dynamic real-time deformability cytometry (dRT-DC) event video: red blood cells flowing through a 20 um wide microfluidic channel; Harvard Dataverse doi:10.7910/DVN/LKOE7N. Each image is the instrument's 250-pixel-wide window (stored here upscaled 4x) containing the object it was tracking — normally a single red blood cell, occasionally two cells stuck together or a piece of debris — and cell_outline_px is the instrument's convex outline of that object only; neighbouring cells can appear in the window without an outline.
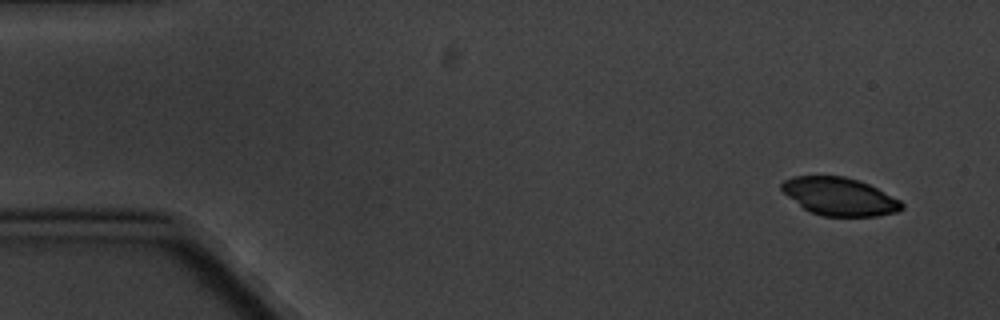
{"species": "common noctule bat (a hibernating species)", "species_latin": "Nyctalus noctula", "temperature_condition": "cold", "stored_images_in_passage": 6, "camera_frame_rate_fps": 3000, "um_per_image_px": 0.085, "animal": {"sex": "male", "body_mass_g": 20.1, "forearm_length_mm": 53.5}, "frame": {"image": 1, "passage_image": 1, "time_ms": 0.0, "image_size_px": [1000, 320], "cell_outline_px": [[904, 208], [896, 212], [876, 216], [824, 216], [808, 212], [788, 196], [780, 188], [780, 184], [784, 180], [792, 176], [844, 176], [860, 180], [900, 200], [904, 204]], "centroid_in_image_um": [71.34, 16.7], "position_along_channel_um": 13.7, "area_um2": 26.53}}